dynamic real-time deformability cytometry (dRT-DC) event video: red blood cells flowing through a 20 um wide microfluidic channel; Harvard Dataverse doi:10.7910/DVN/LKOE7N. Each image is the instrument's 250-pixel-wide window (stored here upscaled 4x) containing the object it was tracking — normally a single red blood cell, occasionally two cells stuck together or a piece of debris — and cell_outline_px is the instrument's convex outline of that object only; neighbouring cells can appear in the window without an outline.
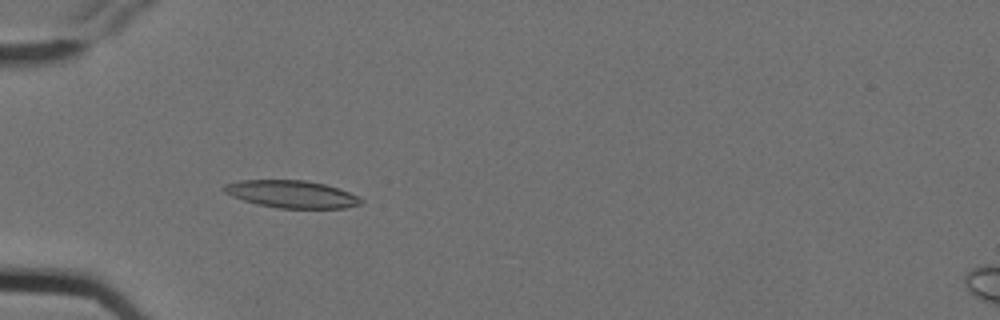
{"species": "Egyptian fruit bat (a non-hibernating species)", "species_latin": "Rousettus aegyptiacus", "temperature_condition": "cold", "stored_images_in_passage": 6, "camera_frame_rate_fps": 3000, "um_per_image_px": 0.085, "animal": {"sex": "female"}, "frame": {"image": 1, "passage_image": 5, "time_ms": 1.333, "image_size_px": [1000, 320], "cell_outline_px": [[364, 204], [344, 208], [280, 208], [256, 204], [232, 196], [224, 192], [220, 188], [224, 184], [240, 180], [304, 180], [324, 184], [360, 196], [364, 200]], "centroid_in_image_um": [24.79, 16.5], "position_along_channel_um": 60.2, "area_um2": 21.96}}
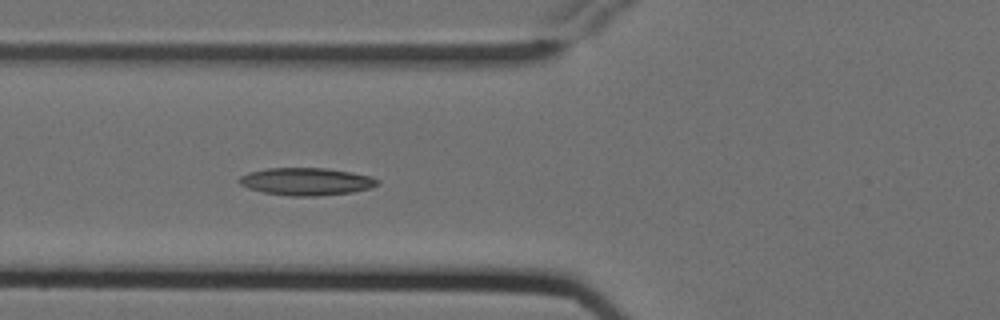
{"frame": {"image": 2, "passage_image": 6, "time_ms": 1.667, "image_size_px": [1000, 320], "cell_outline_px": [[380, 184], [372, 188], [352, 192], [316, 196], [288, 196], [264, 192], [248, 188], [240, 184], [236, 180], [240, 176], [248, 172], [264, 168], [324, 168], [352, 172], [372, 176], [380, 180]], "centroid_in_image_um": [26.05, 15.42], "position_along_channel_um": 99.8, "area_um2": 22.43}}